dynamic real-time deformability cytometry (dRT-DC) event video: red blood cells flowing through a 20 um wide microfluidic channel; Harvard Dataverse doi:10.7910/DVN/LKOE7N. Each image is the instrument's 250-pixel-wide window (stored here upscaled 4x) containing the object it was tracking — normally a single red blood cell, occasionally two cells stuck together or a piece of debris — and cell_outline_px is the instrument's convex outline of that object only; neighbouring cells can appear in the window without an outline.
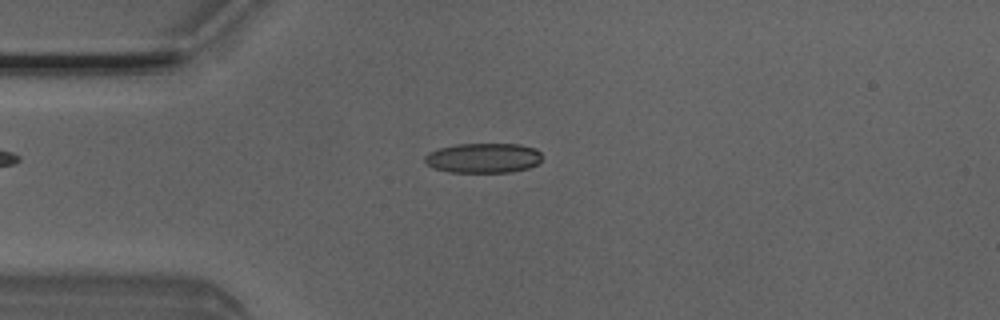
{"species": "Egyptian fruit bat (a non-hibernating species)", "species_latin": "Rousettus aegyptiacus", "temperature_condition": "room temperature", "stored_images_in_passage": 4, "camera_frame_rate_fps": 3000, "um_per_image_px": 0.085, "animal": {"sex": "male"}, "frame": {"image": 1, "passage_image": 3, "time_ms": 0.667, "image_size_px": [1000, 320], "cell_outline_px": [[540, 160], [536, 164], [528, 168], [512, 172], [448, 172], [432, 168], [424, 160], [424, 156], [428, 152], [440, 148], [456, 144], [520, 144], [536, 148], [540, 152]], "centroid_in_image_um": [41.06, 13.43], "position_along_channel_um": 43.9, "area_um2": 20.46}}